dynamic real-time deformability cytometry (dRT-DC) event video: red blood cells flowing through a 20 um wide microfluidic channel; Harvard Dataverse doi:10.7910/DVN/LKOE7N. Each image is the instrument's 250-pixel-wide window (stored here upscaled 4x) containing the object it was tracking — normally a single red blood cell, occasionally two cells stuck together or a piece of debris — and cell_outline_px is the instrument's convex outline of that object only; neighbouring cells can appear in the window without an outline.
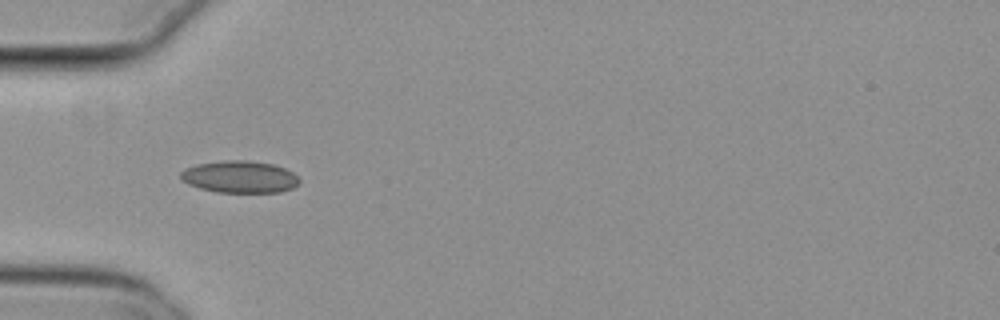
{"species": "common noctule bat (a hibernating species)", "species_latin": "Nyctalus noctula", "temperature_condition": "cold", "stored_images_in_passage": 38, "camera_frame_rate_fps": 3000, "um_per_image_px": 0.085, "animal": {"sex": "female", "body_mass_g": 29.2, "forearm_length_mm": 56.3}, "frame": {"image": 1, "passage_image": 3, "time_ms": 0.667, "image_size_px": [1000, 320], "cell_outline_px": [[300, 180], [292, 188], [280, 192], [216, 192], [200, 188], [188, 184], [180, 176], [180, 172], [184, 168], [196, 164], [224, 160], [248, 160], [272, 164], [284, 168], [292, 172]], "centroid_in_image_um": [20.34, 15.02], "position_along_channel_um": 64.7, "area_um2": 22.08}}
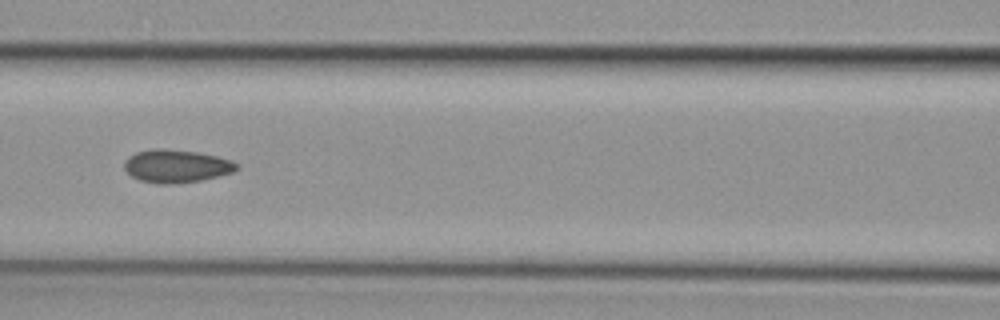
{"frame": {"image": 2, "passage_image": 10, "time_ms": 3.0, "image_size_px": [1000, 320], "cell_outline_px": [[240, 168], [232, 172], [200, 180], [172, 184], [156, 184], [140, 180], [132, 176], [124, 168], [124, 160], [128, 156], [136, 152], [152, 148], [160, 148], [196, 152], [216, 156], [232, 160], [240, 164]], "centroid_in_image_um": [14.98, 14.11], "position_along_channel_um": 151.6, "area_um2": 21.62}}
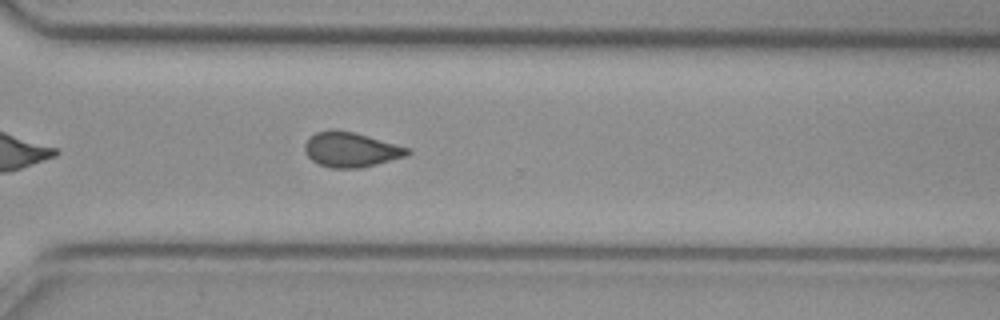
{"frame": {"image": 3, "passage_image": 25, "time_ms": 8.0, "image_size_px": [1000, 320], "cell_outline_px": [[412, 152], [408, 156], [360, 168], [332, 168], [320, 164], [312, 160], [308, 156], [304, 148], [304, 144], [316, 132], [332, 128], [352, 132], [408, 148]], "centroid_in_image_um": [29.82, 12.72], "position_along_channel_um": 340.8, "area_um2": 20.58}, "authors_computed_cell_mechanics": {"area_um2": 20.6924, "velocity_mm_per_s": 3.7874, "shape_relaxation_time_tau1_ms": null, "shape_relaxation_time_tau2_ms": 1.9795, "deformation_change_tau1": null, "deformation_change_tau2": 0.0666}}